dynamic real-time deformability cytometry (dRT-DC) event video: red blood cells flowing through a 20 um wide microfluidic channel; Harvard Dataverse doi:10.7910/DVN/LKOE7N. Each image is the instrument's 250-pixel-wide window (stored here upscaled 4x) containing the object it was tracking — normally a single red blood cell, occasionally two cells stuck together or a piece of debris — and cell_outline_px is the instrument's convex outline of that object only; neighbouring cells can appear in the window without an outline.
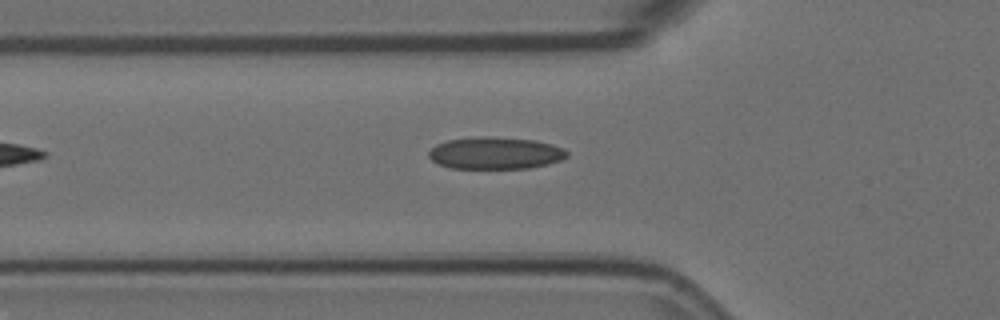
{"species": "Egyptian fruit bat (a non-hibernating species)", "species_latin": "Rousettus aegyptiacus", "temperature_condition": "room temperature", "stored_images_in_passage": 5, "camera_frame_rate_fps": 3000, "um_per_image_px": 0.085, "animal": {"sex": "female"}, "frame": {"image": 1, "passage_image": 5, "time_ms": 1.333, "image_size_px": [1000, 320], "cell_outline_px": [[568, 156], [560, 160], [548, 164], [528, 168], [452, 168], [440, 164], [432, 160], [428, 156], [428, 152], [436, 144], [448, 140], [484, 136], [488, 136], [536, 140], [552, 144], [564, 148], [568, 152]], "centroid_in_image_um": [42.13, 13.01], "position_along_channel_um": 83.7, "area_um2": 25.78}}